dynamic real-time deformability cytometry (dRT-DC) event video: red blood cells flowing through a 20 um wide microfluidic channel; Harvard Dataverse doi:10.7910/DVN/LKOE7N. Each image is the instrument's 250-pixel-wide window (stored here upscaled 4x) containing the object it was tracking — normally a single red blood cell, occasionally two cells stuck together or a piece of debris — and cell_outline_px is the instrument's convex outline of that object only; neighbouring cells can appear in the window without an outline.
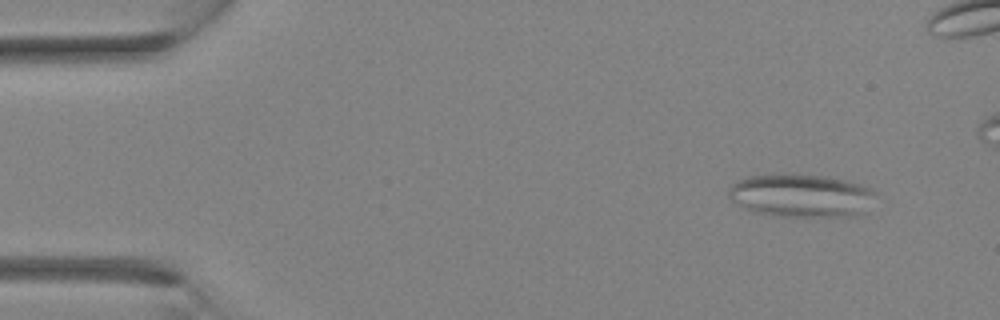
{"species": "Egyptian fruit bat (a non-hibernating species)", "species_latin": "Rousettus aegyptiacus", "temperature_condition": "room temperature", "stored_images_in_passage": 3, "camera_frame_rate_fps": 3000, "um_per_image_px": 0.085, "animal": {"sex": "female"}, "frame": {"image": 1, "passage_image": 1, "time_ms": 0.0, "image_size_px": [1000, 320], "cell_outline_px": [[876, 192], [868, 212], [860, 216], [776, 216], [752, 212], [744, 208], [732, 200], [728, 196], [728, 188], [732, 184], [748, 176], [784, 172], [796, 172], [828, 176], [860, 184], [872, 188]], "centroid_in_image_um": [68.12, 16.6], "position_along_channel_um": 16.9, "area_um2": 37.97}}